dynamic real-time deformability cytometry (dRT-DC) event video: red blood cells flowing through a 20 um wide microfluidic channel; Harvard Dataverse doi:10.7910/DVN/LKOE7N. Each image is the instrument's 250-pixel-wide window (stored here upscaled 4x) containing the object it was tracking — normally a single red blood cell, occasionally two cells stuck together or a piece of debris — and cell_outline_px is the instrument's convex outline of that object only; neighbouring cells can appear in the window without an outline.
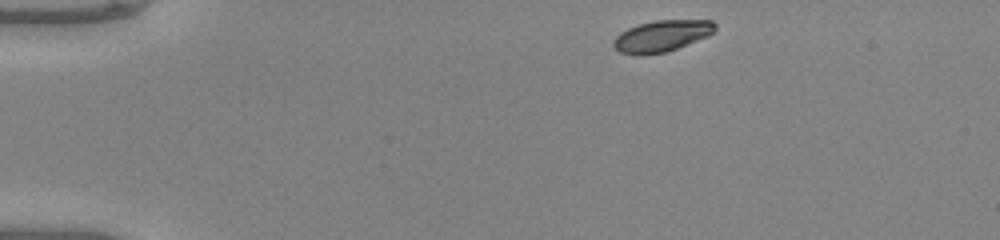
{"species": "common noctule bat (a hibernating species)", "species_latin": "Nyctalus noctula", "temperature_condition": "warm", "stored_images_in_passage": 42, "camera_frame_rate_fps": 3000, "um_per_image_px": 0.085, "animal": {"sex": "male", "body_mass_g": 20.0, "forearm_length_mm": 53.3}, "frame": {"image": 1, "passage_image": 1, "time_ms": 0.0, "image_size_px": [1000, 240], "cell_outline_px": [[716, 28], [708, 36], [668, 52], [620, 52], [612, 44], [612, 40], [620, 32], [628, 28], [640, 24], [656, 20], [712, 20], [716, 24]], "centroid_in_image_um": [56.3, 3.01], "position_along_channel_um": 28.7, "area_um2": 18.03}}
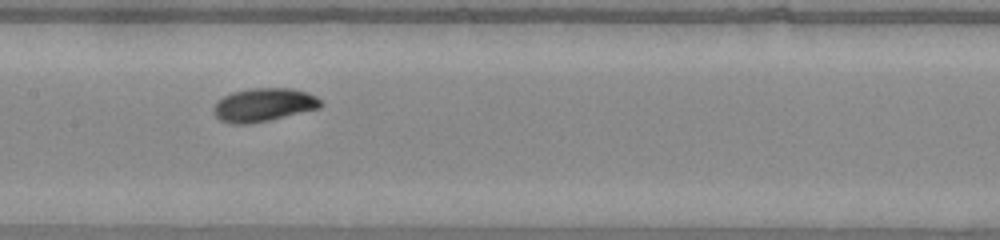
{"frame": {"image": 2, "passage_image": 18, "time_ms": 5.667, "image_size_px": [1000, 240], "cell_outline_px": [[324, 104], [320, 108], [268, 120], [248, 124], [232, 124], [220, 120], [216, 116], [212, 108], [224, 96], [232, 92], [252, 88], [292, 88], [308, 92], [316, 96]], "centroid_in_image_um": [22.44, 8.91], "position_along_channel_um": 185.0, "area_um2": 20.75}}
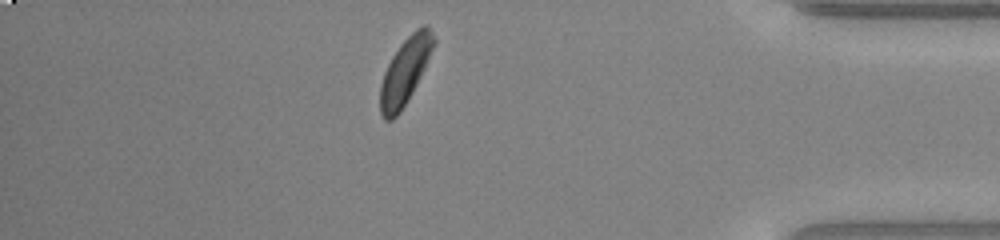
{"frame": {"image": 3, "passage_image": 36, "time_ms": 11.667, "image_size_px": [1000, 240], "cell_outline_px": [[436, 44], [412, 92], [400, 112], [392, 120], [384, 120], [380, 112], [380, 84], [384, 72], [392, 56], [400, 44], [416, 28], [424, 24], [428, 24], [436, 40]], "centroid_in_image_um": [34.44, 6.01], "position_along_channel_um": 400.8, "area_um2": 20.58}, "authors_computed_cell_mechanics": {"area_um2": 19.9988, "velocity_mm_per_s": 4.1308, "shape_relaxation_time_tau1_ms": 1.6616, "shape_relaxation_time_tau2_ms": null, "deformation_change_tau1": 0.1055, "deformation_change_tau2": null}}